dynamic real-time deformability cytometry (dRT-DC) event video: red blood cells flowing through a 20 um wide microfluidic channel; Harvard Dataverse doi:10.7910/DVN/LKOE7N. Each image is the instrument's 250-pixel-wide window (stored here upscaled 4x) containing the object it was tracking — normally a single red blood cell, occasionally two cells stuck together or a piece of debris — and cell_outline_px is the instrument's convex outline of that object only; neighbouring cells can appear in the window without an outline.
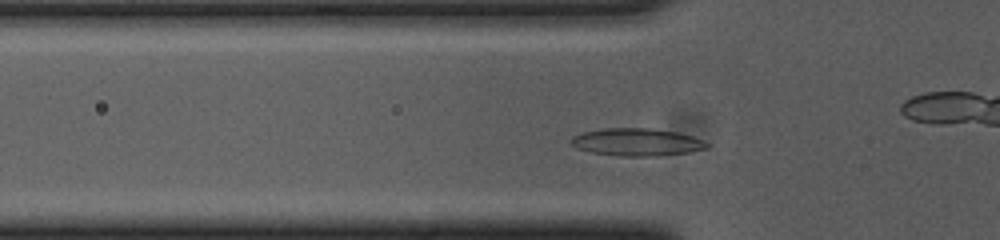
{"species": "common noctule bat (a hibernating species)", "species_latin": "Nyctalus noctula", "temperature_condition": "cold", "stored_images_in_passage": 33, "camera_frame_rate_fps": 3000, "um_per_image_px": 0.085, "animal": {"sex": "female", "body_mass_g": 23.0, "forearm_length_mm": 53.4}, "frame": {"image": 1, "passage_image": 2, "time_ms": 0.333, "image_size_px": [1000, 240], "cell_outline_px": [[708, 148], [688, 152], [656, 156], [620, 156], [592, 152], [576, 148], [572, 144], [572, 136], [580, 132], [604, 128], [648, 128], [676, 132], [692, 136], [704, 140], [708, 144]], "centroid_in_image_um": [54.11, 12.07], "position_along_channel_um": 71.7, "area_um2": 21.73}}
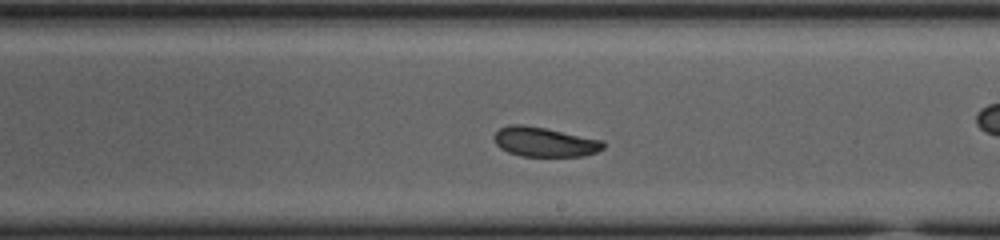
{"frame": {"image": 2, "passage_image": 16, "time_ms": 5.0, "image_size_px": [1000, 240], "cell_outline_px": [[604, 148], [596, 152], [584, 156], [520, 156], [508, 152], [500, 148], [496, 144], [492, 136], [500, 128], [508, 124], [524, 124], [604, 140]], "centroid_in_image_um": [46.26, 12.06], "position_along_channel_um": 242.7, "area_um2": 18.9}}
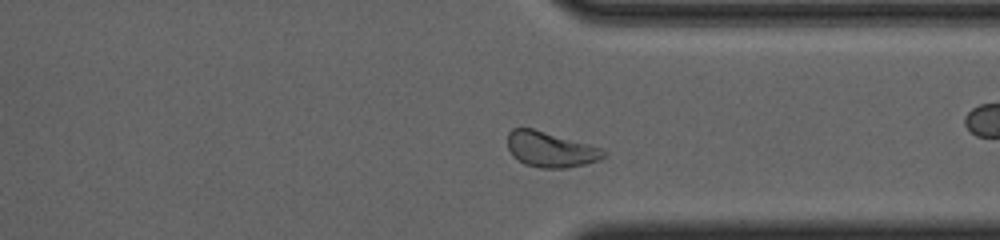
{"frame": {"image": 3, "passage_image": 26, "time_ms": 8.333, "image_size_px": [1000, 240], "cell_outline_px": [[608, 156], [600, 160], [584, 164], [564, 168], [540, 168], [524, 164], [512, 156], [508, 148], [508, 132], [512, 128], [532, 128], [604, 148], [608, 152]], "centroid_in_image_um": [46.83, 12.71], "position_along_channel_um": 364.6, "area_um2": 20.06}, "authors_computed_cell_mechanics": {"area_um2": 19.4208, "velocity_mm_per_s": 3.657, "shape_relaxation_time_tau1_ms": 6.1126, "shape_relaxation_time_tau2_ms": 4.8516, "deformation_change_tau1": 0.1234, "deformation_change_tau2": 0.1061}}